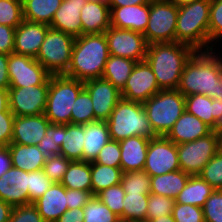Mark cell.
Here are the masks:
<instances>
[{
  "label": "cell",
  "instance_id": "bcb514c9",
  "mask_svg": "<svg viewBox=\"0 0 222 222\" xmlns=\"http://www.w3.org/2000/svg\"><path fill=\"white\" fill-rule=\"evenodd\" d=\"M221 38H222V0H211L210 12H209L210 50L213 49L212 47H214L213 42L216 44V42Z\"/></svg>",
  "mask_w": 222,
  "mask_h": 222
},
{
  "label": "cell",
  "instance_id": "681fc988",
  "mask_svg": "<svg viewBox=\"0 0 222 222\" xmlns=\"http://www.w3.org/2000/svg\"><path fill=\"white\" fill-rule=\"evenodd\" d=\"M202 208L205 222H222V189H215Z\"/></svg>",
  "mask_w": 222,
  "mask_h": 222
},
{
  "label": "cell",
  "instance_id": "003e7915",
  "mask_svg": "<svg viewBox=\"0 0 222 222\" xmlns=\"http://www.w3.org/2000/svg\"><path fill=\"white\" fill-rule=\"evenodd\" d=\"M91 1H99V2L106 3V4H108L110 2V0H91Z\"/></svg>",
  "mask_w": 222,
  "mask_h": 222
},
{
  "label": "cell",
  "instance_id": "60d3db41",
  "mask_svg": "<svg viewBox=\"0 0 222 222\" xmlns=\"http://www.w3.org/2000/svg\"><path fill=\"white\" fill-rule=\"evenodd\" d=\"M23 21L22 0H0V24L16 28Z\"/></svg>",
  "mask_w": 222,
  "mask_h": 222
},
{
  "label": "cell",
  "instance_id": "7a4b0ae2",
  "mask_svg": "<svg viewBox=\"0 0 222 222\" xmlns=\"http://www.w3.org/2000/svg\"><path fill=\"white\" fill-rule=\"evenodd\" d=\"M194 51L191 46L179 42L148 45L145 61L161 90L178 88L185 63Z\"/></svg>",
  "mask_w": 222,
  "mask_h": 222
},
{
  "label": "cell",
  "instance_id": "03108f58",
  "mask_svg": "<svg viewBox=\"0 0 222 222\" xmlns=\"http://www.w3.org/2000/svg\"><path fill=\"white\" fill-rule=\"evenodd\" d=\"M219 134V147H220V151L222 152V132H218Z\"/></svg>",
  "mask_w": 222,
  "mask_h": 222
},
{
  "label": "cell",
  "instance_id": "9f6ffc18",
  "mask_svg": "<svg viewBox=\"0 0 222 222\" xmlns=\"http://www.w3.org/2000/svg\"><path fill=\"white\" fill-rule=\"evenodd\" d=\"M83 208H74L66 210L56 222H83Z\"/></svg>",
  "mask_w": 222,
  "mask_h": 222
},
{
  "label": "cell",
  "instance_id": "277c9868",
  "mask_svg": "<svg viewBox=\"0 0 222 222\" xmlns=\"http://www.w3.org/2000/svg\"><path fill=\"white\" fill-rule=\"evenodd\" d=\"M210 4L211 0H197L178 6L176 42L189 45L195 51L210 50Z\"/></svg>",
  "mask_w": 222,
  "mask_h": 222
},
{
  "label": "cell",
  "instance_id": "91938a15",
  "mask_svg": "<svg viewBox=\"0 0 222 222\" xmlns=\"http://www.w3.org/2000/svg\"><path fill=\"white\" fill-rule=\"evenodd\" d=\"M152 0H110L109 7H123L129 5L147 4Z\"/></svg>",
  "mask_w": 222,
  "mask_h": 222
},
{
  "label": "cell",
  "instance_id": "6f0895ef",
  "mask_svg": "<svg viewBox=\"0 0 222 222\" xmlns=\"http://www.w3.org/2000/svg\"><path fill=\"white\" fill-rule=\"evenodd\" d=\"M8 54L0 53V88L9 89Z\"/></svg>",
  "mask_w": 222,
  "mask_h": 222
},
{
  "label": "cell",
  "instance_id": "f5cc1de1",
  "mask_svg": "<svg viewBox=\"0 0 222 222\" xmlns=\"http://www.w3.org/2000/svg\"><path fill=\"white\" fill-rule=\"evenodd\" d=\"M14 119L15 116L10 109L0 112V147H7L11 144Z\"/></svg>",
  "mask_w": 222,
  "mask_h": 222
},
{
  "label": "cell",
  "instance_id": "d590c367",
  "mask_svg": "<svg viewBox=\"0 0 222 222\" xmlns=\"http://www.w3.org/2000/svg\"><path fill=\"white\" fill-rule=\"evenodd\" d=\"M149 194H125L120 222L146 220Z\"/></svg>",
  "mask_w": 222,
  "mask_h": 222
},
{
  "label": "cell",
  "instance_id": "7bdbcfd3",
  "mask_svg": "<svg viewBox=\"0 0 222 222\" xmlns=\"http://www.w3.org/2000/svg\"><path fill=\"white\" fill-rule=\"evenodd\" d=\"M174 203L175 200L172 198L150 193L148 196L146 220L149 221L172 214Z\"/></svg>",
  "mask_w": 222,
  "mask_h": 222
},
{
  "label": "cell",
  "instance_id": "1f68e13d",
  "mask_svg": "<svg viewBox=\"0 0 222 222\" xmlns=\"http://www.w3.org/2000/svg\"><path fill=\"white\" fill-rule=\"evenodd\" d=\"M136 61L110 55L102 74V78L112 83L119 91H121L130 74L132 73Z\"/></svg>",
  "mask_w": 222,
  "mask_h": 222
},
{
  "label": "cell",
  "instance_id": "f907efd6",
  "mask_svg": "<svg viewBox=\"0 0 222 222\" xmlns=\"http://www.w3.org/2000/svg\"><path fill=\"white\" fill-rule=\"evenodd\" d=\"M93 162L111 167H120L121 150L119 142L115 140L107 142Z\"/></svg>",
  "mask_w": 222,
  "mask_h": 222
},
{
  "label": "cell",
  "instance_id": "ba28073f",
  "mask_svg": "<svg viewBox=\"0 0 222 222\" xmlns=\"http://www.w3.org/2000/svg\"><path fill=\"white\" fill-rule=\"evenodd\" d=\"M74 41L72 35L49 27L35 59L51 75L65 74L71 63Z\"/></svg>",
  "mask_w": 222,
  "mask_h": 222
},
{
  "label": "cell",
  "instance_id": "4dcf8cb0",
  "mask_svg": "<svg viewBox=\"0 0 222 222\" xmlns=\"http://www.w3.org/2000/svg\"><path fill=\"white\" fill-rule=\"evenodd\" d=\"M63 0H22L23 19L49 25Z\"/></svg>",
  "mask_w": 222,
  "mask_h": 222
},
{
  "label": "cell",
  "instance_id": "be15d7a7",
  "mask_svg": "<svg viewBox=\"0 0 222 222\" xmlns=\"http://www.w3.org/2000/svg\"><path fill=\"white\" fill-rule=\"evenodd\" d=\"M149 222H175L174 218L172 217V214L161 216L157 219L149 220Z\"/></svg>",
  "mask_w": 222,
  "mask_h": 222
},
{
  "label": "cell",
  "instance_id": "7c38bea8",
  "mask_svg": "<svg viewBox=\"0 0 222 222\" xmlns=\"http://www.w3.org/2000/svg\"><path fill=\"white\" fill-rule=\"evenodd\" d=\"M7 66L10 87L49 85L51 74L35 58L10 53Z\"/></svg>",
  "mask_w": 222,
  "mask_h": 222
},
{
  "label": "cell",
  "instance_id": "cb8c5ba5",
  "mask_svg": "<svg viewBox=\"0 0 222 222\" xmlns=\"http://www.w3.org/2000/svg\"><path fill=\"white\" fill-rule=\"evenodd\" d=\"M149 142V138L142 136H133L119 141L121 150L120 167L122 172L144 169Z\"/></svg>",
  "mask_w": 222,
  "mask_h": 222
},
{
  "label": "cell",
  "instance_id": "8d00e7d4",
  "mask_svg": "<svg viewBox=\"0 0 222 222\" xmlns=\"http://www.w3.org/2000/svg\"><path fill=\"white\" fill-rule=\"evenodd\" d=\"M71 123L85 125L95 121L93 103L88 91L83 88L72 106Z\"/></svg>",
  "mask_w": 222,
  "mask_h": 222
},
{
  "label": "cell",
  "instance_id": "11a10c76",
  "mask_svg": "<svg viewBox=\"0 0 222 222\" xmlns=\"http://www.w3.org/2000/svg\"><path fill=\"white\" fill-rule=\"evenodd\" d=\"M15 30L16 28L0 24V53H13Z\"/></svg>",
  "mask_w": 222,
  "mask_h": 222
},
{
  "label": "cell",
  "instance_id": "5bb4252c",
  "mask_svg": "<svg viewBox=\"0 0 222 222\" xmlns=\"http://www.w3.org/2000/svg\"><path fill=\"white\" fill-rule=\"evenodd\" d=\"M49 85L9 87V108L14 116H34L45 112Z\"/></svg>",
  "mask_w": 222,
  "mask_h": 222
},
{
  "label": "cell",
  "instance_id": "8fae6325",
  "mask_svg": "<svg viewBox=\"0 0 222 222\" xmlns=\"http://www.w3.org/2000/svg\"><path fill=\"white\" fill-rule=\"evenodd\" d=\"M104 33L110 55L129 58L136 62L145 61L148 44L142 33L112 26Z\"/></svg>",
  "mask_w": 222,
  "mask_h": 222
},
{
  "label": "cell",
  "instance_id": "9c48e42d",
  "mask_svg": "<svg viewBox=\"0 0 222 222\" xmlns=\"http://www.w3.org/2000/svg\"><path fill=\"white\" fill-rule=\"evenodd\" d=\"M178 5L171 0H152L149 3L148 25L143 35L147 44L176 42Z\"/></svg>",
  "mask_w": 222,
  "mask_h": 222
},
{
  "label": "cell",
  "instance_id": "c3c4849f",
  "mask_svg": "<svg viewBox=\"0 0 222 222\" xmlns=\"http://www.w3.org/2000/svg\"><path fill=\"white\" fill-rule=\"evenodd\" d=\"M172 217L175 222H205L203 208L190 204L174 203Z\"/></svg>",
  "mask_w": 222,
  "mask_h": 222
},
{
  "label": "cell",
  "instance_id": "7dc6e473",
  "mask_svg": "<svg viewBox=\"0 0 222 222\" xmlns=\"http://www.w3.org/2000/svg\"><path fill=\"white\" fill-rule=\"evenodd\" d=\"M53 184L43 170L29 172V203H34Z\"/></svg>",
  "mask_w": 222,
  "mask_h": 222
},
{
  "label": "cell",
  "instance_id": "52a82bcc",
  "mask_svg": "<svg viewBox=\"0 0 222 222\" xmlns=\"http://www.w3.org/2000/svg\"><path fill=\"white\" fill-rule=\"evenodd\" d=\"M142 104L155 134L166 136L185 111V96L177 89L160 90Z\"/></svg>",
  "mask_w": 222,
  "mask_h": 222
},
{
  "label": "cell",
  "instance_id": "3957f363",
  "mask_svg": "<svg viewBox=\"0 0 222 222\" xmlns=\"http://www.w3.org/2000/svg\"><path fill=\"white\" fill-rule=\"evenodd\" d=\"M109 56L105 33L76 37L72 48L71 63L64 75L83 82L102 78Z\"/></svg>",
  "mask_w": 222,
  "mask_h": 222
},
{
  "label": "cell",
  "instance_id": "f546056e",
  "mask_svg": "<svg viewBox=\"0 0 222 222\" xmlns=\"http://www.w3.org/2000/svg\"><path fill=\"white\" fill-rule=\"evenodd\" d=\"M215 189L199 175L190 176L185 187L175 199V203L203 207Z\"/></svg>",
  "mask_w": 222,
  "mask_h": 222
},
{
  "label": "cell",
  "instance_id": "5b68a950",
  "mask_svg": "<svg viewBox=\"0 0 222 222\" xmlns=\"http://www.w3.org/2000/svg\"><path fill=\"white\" fill-rule=\"evenodd\" d=\"M106 122L111 140L118 142L133 136L149 139L157 136L141 102L121 98Z\"/></svg>",
  "mask_w": 222,
  "mask_h": 222
},
{
  "label": "cell",
  "instance_id": "e575fe53",
  "mask_svg": "<svg viewBox=\"0 0 222 222\" xmlns=\"http://www.w3.org/2000/svg\"><path fill=\"white\" fill-rule=\"evenodd\" d=\"M121 167H111L91 162V192L97 195L102 190L121 183Z\"/></svg>",
  "mask_w": 222,
  "mask_h": 222
},
{
  "label": "cell",
  "instance_id": "d4e9b609",
  "mask_svg": "<svg viewBox=\"0 0 222 222\" xmlns=\"http://www.w3.org/2000/svg\"><path fill=\"white\" fill-rule=\"evenodd\" d=\"M34 204L45 222H56L68 210L66 188L61 183H53Z\"/></svg>",
  "mask_w": 222,
  "mask_h": 222
},
{
  "label": "cell",
  "instance_id": "ac0fdd59",
  "mask_svg": "<svg viewBox=\"0 0 222 222\" xmlns=\"http://www.w3.org/2000/svg\"><path fill=\"white\" fill-rule=\"evenodd\" d=\"M185 110L202 120L213 131L222 132V100L203 94L185 97Z\"/></svg>",
  "mask_w": 222,
  "mask_h": 222
},
{
  "label": "cell",
  "instance_id": "680465c9",
  "mask_svg": "<svg viewBox=\"0 0 222 222\" xmlns=\"http://www.w3.org/2000/svg\"><path fill=\"white\" fill-rule=\"evenodd\" d=\"M11 167V157L7 147H0V177Z\"/></svg>",
  "mask_w": 222,
  "mask_h": 222
},
{
  "label": "cell",
  "instance_id": "4316f807",
  "mask_svg": "<svg viewBox=\"0 0 222 222\" xmlns=\"http://www.w3.org/2000/svg\"><path fill=\"white\" fill-rule=\"evenodd\" d=\"M83 161L93 162L104 145L111 140L106 121H94L84 125Z\"/></svg>",
  "mask_w": 222,
  "mask_h": 222
},
{
  "label": "cell",
  "instance_id": "f1b7e54d",
  "mask_svg": "<svg viewBox=\"0 0 222 222\" xmlns=\"http://www.w3.org/2000/svg\"><path fill=\"white\" fill-rule=\"evenodd\" d=\"M190 175L176 170L159 176H151L150 193L176 199L185 187Z\"/></svg>",
  "mask_w": 222,
  "mask_h": 222
},
{
  "label": "cell",
  "instance_id": "db71d44e",
  "mask_svg": "<svg viewBox=\"0 0 222 222\" xmlns=\"http://www.w3.org/2000/svg\"><path fill=\"white\" fill-rule=\"evenodd\" d=\"M66 197L68 209H74L83 208L93 197V194L89 191L66 189Z\"/></svg>",
  "mask_w": 222,
  "mask_h": 222
},
{
  "label": "cell",
  "instance_id": "836d02e7",
  "mask_svg": "<svg viewBox=\"0 0 222 222\" xmlns=\"http://www.w3.org/2000/svg\"><path fill=\"white\" fill-rule=\"evenodd\" d=\"M61 184L66 189L91 192V162L83 160L71 161Z\"/></svg>",
  "mask_w": 222,
  "mask_h": 222
},
{
  "label": "cell",
  "instance_id": "9a60e30c",
  "mask_svg": "<svg viewBox=\"0 0 222 222\" xmlns=\"http://www.w3.org/2000/svg\"><path fill=\"white\" fill-rule=\"evenodd\" d=\"M160 90L151 67L142 61L136 63L120 93L125 100L144 103Z\"/></svg>",
  "mask_w": 222,
  "mask_h": 222
},
{
  "label": "cell",
  "instance_id": "2e32d148",
  "mask_svg": "<svg viewBox=\"0 0 222 222\" xmlns=\"http://www.w3.org/2000/svg\"><path fill=\"white\" fill-rule=\"evenodd\" d=\"M84 88L91 97L95 121H107L117 102L121 99L120 91L103 78L85 81Z\"/></svg>",
  "mask_w": 222,
  "mask_h": 222
},
{
  "label": "cell",
  "instance_id": "f6af8a7d",
  "mask_svg": "<svg viewBox=\"0 0 222 222\" xmlns=\"http://www.w3.org/2000/svg\"><path fill=\"white\" fill-rule=\"evenodd\" d=\"M71 161L62 154H56L45 161L42 170L53 183H61Z\"/></svg>",
  "mask_w": 222,
  "mask_h": 222
},
{
  "label": "cell",
  "instance_id": "816d5d0a",
  "mask_svg": "<svg viewBox=\"0 0 222 222\" xmlns=\"http://www.w3.org/2000/svg\"><path fill=\"white\" fill-rule=\"evenodd\" d=\"M8 222H45L34 203L13 207Z\"/></svg>",
  "mask_w": 222,
  "mask_h": 222
},
{
  "label": "cell",
  "instance_id": "e7e4bbea",
  "mask_svg": "<svg viewBox=\"0 0 222 222\" xmlns=\"http://www.w3.org/2000/svg\"><path fill=\"white\" fill-rule=\"evenodd\" d=\"M174 4L181 6L184 4H188V3H192L193 1H197V0H171Z\"/></svg>",
  "mask_w": 222,
  "mask_h": 222
},
{
  "label": "cell",
  "instance_id": "ab89813d",
  "mask_svg": "<svg viewBox=\"0 0 222 222\" xmlns=\"http://www.w3.org/2000/svg\"><path fill=\"white\" fill-rule=\"evenodd\" d=\"M83 211V222H120L119 217L102 203L96 195H93L83 207Z\"/></svg>",
  "mask_w": 222,
  "mask_h": 222
},
{
  "label": "cell",
  "instance_id": "b9f144b4",
  "mask_svg": "<svg viewBox=\"0 0 222 222\" xmlns=\"http://www.w3.org/2000/svg\"><path fill=\"white\" fill-rule=\"evenodd\" d=\"M125 194L120 183L102 190L96 196L120 218L123 214V200Z\"/></svg>",
  "mask_w": 222,
  "mask_h": 222
},
{
  "label": "cell",
  "instance_id": "ffe728a7",
  "mask_svg": "<svg viewBox=\"0 0 222 222\" xmlns=\"http://www.w3.org/2000/svg\"><path fill=\"white\" fill-rule=\"evenodd\" d=\"M50 124L44 113L34 116H15L11 143L38 146Z\"/></svg>",
  "mask_w": 222,
  "mask_h": 222
},
{
  "label": "cell",
  "instance_id": "8992f818",
  "mask_svg": "<svg viewBox=\"0 0 222 222\" xmlns=\"http://www.w3.org/2000/svg\"><path fill=\"white\" fill-rule=\"evenodd\" d=\"M84 82L62 75H51L47 93L45 117L51 124L67 125L71 123L72 106Z\"/></svg>",
  "mask_w": 222,
  "mask_h": 222
},
{
  "label": "cell",
  "instance_id": "6125c7cd",
  "mask_svg": "<svg viewBox=\"0 0 222 222\" xmlns=\"http://www.w3.org/2000/svg\"><path fill=\"white\" fill-rule=\"evenodd\" d=\"M9 109L8 89L0 88V112H5Z\"/></svg>",
  "mask_w": 222,
  "mask_h": 222
},
{
  "label": "cell",
  "instance_id": "30bf717a",
  "mask_svg": "<svg viewBox=\"0 0 222 222\" xmlns=\"http://www.w3.org/2000/svg\"><path fill=\"white\" fill-rule=\"evenodd\" d=\"M219 150V134L216 131L195 141L178 144L180 170L190 176L199 175Z\"/></svg>",
  "mask_w": 222,
  "mask_h": 222
},
{
  "label": "cell",
  "instance_id": "6da1fadb",
  "mask_svg": "<svg viewBox=\"0 0 222 222\" xmlns=\"http://www.w3.org/2000/svg\"><path fill=\"white\" fill-rule=\"evenodd\" d=\"M215 50H196L185 63L177 90L185 97L203 94L221 99L222 58Z\"/></svg>",
  "mask_w": 222,
  "mask_h": 222
},
{
  "label": "cell",
  "instance_id": "d6986e66",
  "mask_svg": "<svg viewBox=\"0 0 222 222\" xmlns=\"http://www.w3.org/2000/svg\"><path fill=\"white\" fill-rule=\"evenodd\" d=\"M49 27L23 19L15 30L13 53L36 58Z\"/></svg>",
  "mask_w": 222,
  "mask_h": 222
},
{
  "label": "cell",
  "instance_id": "74e56055",
  "mask_svg": "<svg viewBox=\"0 0 222 222\" xmlns=\"http://www.w3.org/2000/svg\"><path fill=\"white\" fill-rule=\"evenodd\" d=\"M121 185L126 194H150L151 176L144 170L123 172Z\"/></svg>",
  "mask_w": 222,
  "mask_h": 222
},
{
  "label": "cell",
  "instance_id": "94428289",
  "mask_svg": "<svg viewBox=\"0 0 222 222\" xmlns=\"http://www.w3.org/2000/svg\"><path fill=\"white\" fill-rule=\"evenodd\" d=\"M13 207L10 204L0 200V222H8Z\"/></svg>",
  "mask_w": 222,
  "mask_h": 222
},
{
  "label": "cell",
  "instance_id": "d6a6232c",
  "mask_svg": "<svg viewBox=\"0 0 222 222\" xmlns=\"http://www.w3.org/2000/svg\"><path fill=\"white\" fill-rule=\"evenodd\" d=\"M84 140V125L72 123L63 125V143L60 154L72 161L83 160Z\"/></svg>",
  "mask_w": 222,
  "mask_h": 222
},
{
  "label": "cell",
  "instance_id": "4fadbf2b",
  "mask_svg": "<svg viewBox=\"0 0 222 222\" xmlns=\"http://www.w3.org/2000/svg\"><path fill=\"white\" fill-rule=\"evenodd\" d=\"M143 170L150 176H159L180 170L177 145L166 136L151 138Z\"/></svg>",
  "mask_w": 222,
  "mask_h": 222
},
{
  "label": "cell",
  "instance_id": "484cf974",
  "mask_svg": "<svg viewBox=\"0 0 222 222\" xmlns=\"http://www.w3.org/2000/svg\"><path fill=\"white\" fill-rule=\"evenodd\" d=\"M82 35L104 33L111 26L108 4L89 0L81 9Z\"/></svg>",
  "mask_w": 222,
  "mask_h": 222
},
{
  "label": "cell",
  "instance_id": "e0dca14e",
  "mask_svg": "<svg viewBox=\"0 0 222 222\" xmlns=\"http://www.w3.org/2000/svg\"><path fill=\"white\" fill-rule=\"evenodd\" d=\"M29 172L11 166L0 177V200L12 207L29 204Z\"/></svg>",
  "mask_w": 222,
  "mask_h": 222
},
{
  "label": "cell",
  "instance_id": "7402d4cb",
  "mask_svg": "<svg viewBox=\"0 0 222 222\" xmlns=\"http://www.w3.org/2000/svg\"><path fill=\"white\" fill-rule=\"evenodd\" d=\"M89 0H63L55 12L50 27L73 37L82 35L81 9Z\"/></svg>",
  "mask_w": 222,
  "mask_h": 222
},
{
  "label": "cell",
  "instance_id": "f35d334b",
  "mask_svg": "<svg viewBox=\"0 0 222 222\" xmlns=\"http://www.w3.org/2000/svg\"><path fill=\"white\" fill-rule=\"evenodd\" d=\"M63 143V125L50 124L38 147L45 160H49L56 154H60Z\"/></svg>",
  "mask_w": 222,
  "mask_h": 222
},
{
  "label": "cell",
  "instance_id": "a7ac6f4b",
  "mask_svg": "<svg viewBox=\"0 0 222 222\" xmlns=\"http://www.w3.org/2000/svg\"><path fill=\"white\" fill-rule=\"evenodd\" d=\"M129 222H149L148 220H140V221H129Z\"/></svg>",
  "mask_w": 222,
  "mask_h": 222
},
{
  "label": "cell",
  "instance_id": "603a6c76",
  "mask_svg": "<svg viewBox=\"0 0 222 222\" xmlns=\"http://www.w3.org/2000/svg\"><path fill=\"white\" fill-rule=\"evenodd\" d=\"M213 130L195 115L186 110L175 122L166 137L176 145L195 141L210 134Z\"/></svg>",
  "mask_w": 222,
  "mask_h": 222
},
{
  "label": "cell",
  "instance_id": "ee69618b",
  "mask_svg": "<svg viewBox=\"0 0 222 222\" xmlns=\"http://www.w3.org/2000/svg\"><path fill=\"white\" fill-rule=\"evenodd\" d=\"M199 176L214 189H222V152L220 150L203 167Z\"/></svg>",
  "mask_w": 222,
  "mask_h": 222
},
{
  "label": "cell",
  "instance_id": "83f0119b",
  "mask_svg": "<svg viewBox=\"0 0 222 222\" xmlns=\"http://www.w3.org/2000/svg\"><path fill=\"white\" fill-rule=\"evenodd\" d=\"M7 148L11 157V166L26 172L43 169L46 160L37 145L11 143Z\"/></svg>",
  "mask_w": 222,
  "mask_h": 222
},
{
  "label": "cell",
  "instance_id": "44dd1931",
  "mask_svg": "<svg viewBox=\"0 0 222 222\" xmlns=\"http://www.w3.org/2000/svg\"><path fill=\"white\" fill-rule=\"evenodd\" d=\"M111 26L144 33L149 19V3L110 7Z\"/></svg>",
  "mask_w": 222,
  "mask_h": 222
}]
</instances>
